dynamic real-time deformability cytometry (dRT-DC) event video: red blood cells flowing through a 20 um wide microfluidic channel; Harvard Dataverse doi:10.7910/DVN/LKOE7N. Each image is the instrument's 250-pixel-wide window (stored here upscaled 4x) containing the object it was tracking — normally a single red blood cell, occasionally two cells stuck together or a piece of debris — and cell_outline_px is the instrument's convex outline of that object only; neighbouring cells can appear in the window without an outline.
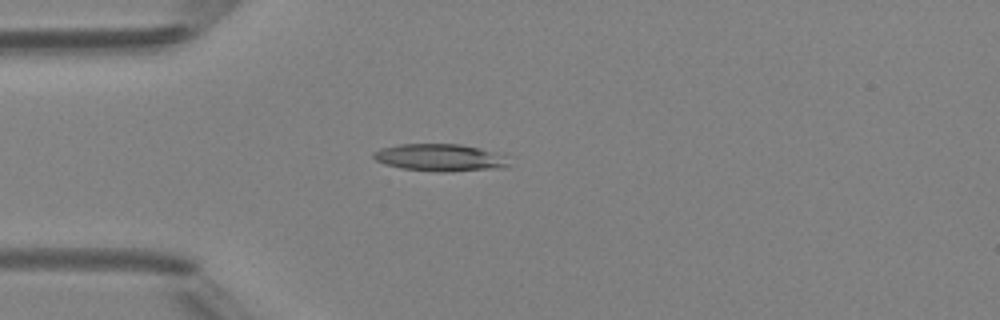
{"species": "Egyptian fruit bat (a non-hibernating species)", "species_latin": "Rousettus aegyptiacus", "temperature_condition": "room temperature", "stored_images_in_passage": 3, "camera_frame_rate_fps": 3000, "um_per_image_px": 0.085, "animal": {"sex": "female"}, "frame": {"image": 1, "passage_image": 3, "time_ms": 3.0, "image_size_px": [1000, 320], "cell_outline_px": [[508, 168], [444, 172], [440, 172], [400, 168], [384, 164], [376, 160], [372, 156], [372, 152], [380, 148], [400, 144], [460, 144], [504, 152], [508, 164]], "centroid_in_image_um": [37.46, 13.39], "position_along_channel_um": 47.5, "area_um2": 22.02}}